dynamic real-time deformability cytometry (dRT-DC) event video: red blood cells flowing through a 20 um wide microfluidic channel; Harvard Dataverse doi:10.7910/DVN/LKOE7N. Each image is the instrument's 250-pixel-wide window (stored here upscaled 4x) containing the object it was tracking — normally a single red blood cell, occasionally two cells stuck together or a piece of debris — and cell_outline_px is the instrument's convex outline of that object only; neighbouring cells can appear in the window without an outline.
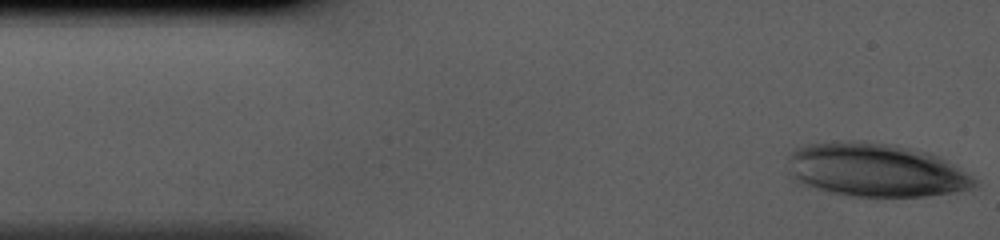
{"species": "human", "species_latin": "Homo sapiens", "temperature_condition": "cold", "stored_images_in_passage": 38, "camera_frame_rate_fps": 3000, "um_per_image_px": 0.085, "donor": {"sex": "male"}, "frame": {"image": 1, "passage_image": 1, "time_ms": 0.0, "image_size_px": [1000, 240], "cell_outline_px": [[980, 180], [976, 188], [956, 192], [928, 196], [852, 196], [832, 192], [796, 184], [788, 176], [788, 156], [792, 148], [804, 144], [832, 140], [864, 140], [896, 144], [928, 152], [952, 164]], "centroid_in_image_um": [74.36, 14.43], "position_along_channel_um": 10.6, "area_um2": 59.59}}
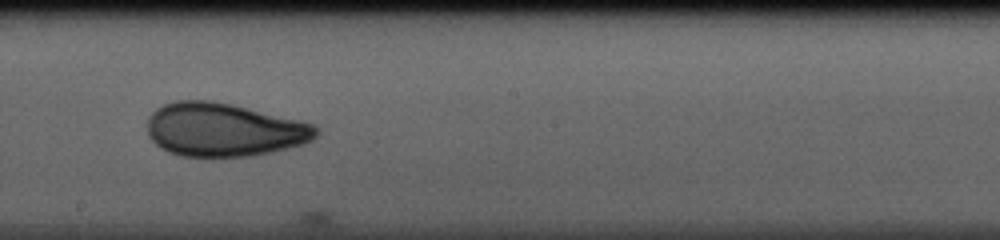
{"frame": {"image": 2, "passage_image": 22, "time_ms": 7.0, "image_size_px": [1000, 240], "cell_outline_px": [[320, 132], [312, 140], [304, 144], [272, 152], [252, 156], [208, 160], [180, 156], [168, 152], [160, 148], [148, 136], [148, 116], [156, 108], [164, 104], [176, 100], [212, 100], [232, 104], [300, 120], [316, 124], [320, 128]], "centroid_in_image_um": [19.03, 11.07], "position_along_channel_um": 229.2, "area_um2": 54.1}}
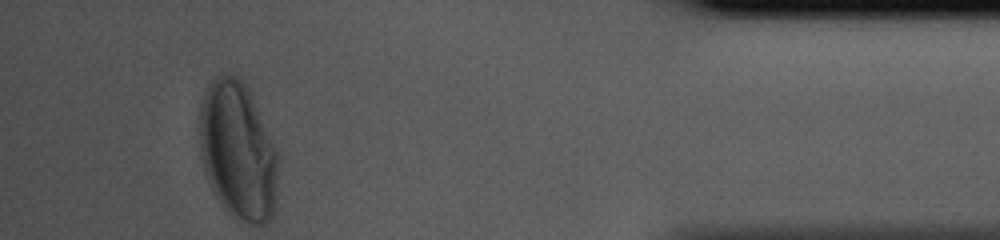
{"frame": {"image": 3, "passage_image": 38, "time_ms": 12.333, "image_size_px": [1000, 240], "cell_outline_px": [[280, 156], [276, 200], [272, 216], [264, 224], [252, 224], [228, 212], [220, 200], [204, 168], [200, 148], [200, 104], [204, 92], [208, 84], [220, 72], [232, 72], [240, 76], [248, 88]], "centroid_in_image_um": [20.25, 12.73], "position_along_channel_um": 414.9, "area_um2": 63.23}}